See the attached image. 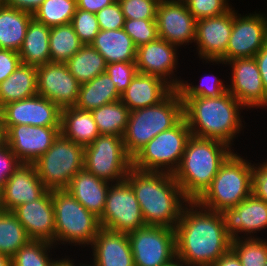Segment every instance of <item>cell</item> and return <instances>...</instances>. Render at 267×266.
I'll return each instance as SVG.
<instances>
[{
    "label": "cell",
    "instance_id": "cell-24",
    "mask_svg": "<svg viewBox=\"0 0 267 266\" xmlns=\"http://www.w3.org/2000/svg\"><path fill=\"white\" fill-rule=\"evenodd\" d=\"M92 248L93 266H135L128 234L100 228Z\"/></svg>",
    "mask_w": 267,
    "mask_h": 266
},
{
    "label": "cell",
    "instance_id": "cell-15",
    "mask_svg": "<svg viewBox=\"0 0 267 266\" xmlns=\"http://www.w3.org/2000/svg\"><path fill=\"white\" fill-rule=\"evenodd\" d=\"M209 62L232 67L231 84L227 88L245 107L244 109L267 106V95L254 57L235 58L225 63L220 60H209Z\"/></svg>",
    "mask_w": 267,
    "mask_h": 266
},
{
    "label": "cell",
    "instance_id": "cell-13",
    "mask_svg": "<svg viewBox=\"0 0 267 266\" xmlns=\"http://www.w3.org/2000/svg\"><path fill=\"white\" fill-rule=\"evenodd\" d=\"M254 13L242 16L233 8V28L225 52V62L235 58H252L267 43V16Z\"/></svg>",
    "mask_w": 267,
    "mask_h": 266
},
{
    "label": "cell",
    "instance_id": "cell-26",
    "mask_svg": "<svg viewBox=\"0 0 267 266\" xmlns=\"http://www.w3.org/2000/svg\"><path fill=\"white\" fill-rule=\"evenodd\" d=\"M110 185V182L98 178L83 167L74 175L66 189L88 211L100 218Z\"/></svg>",
    "mask_w": 267,
    "mask_h": 266
},
{
    "label": "cell",
    "instance_id": "cell-14",
    "mask_svg": "<svg viewBox=\"0 0 267 266\" xmlns=\"http://www.w3.org/2000/svg\"><path fill=\"white\" fill-rule=\"evenodd\" d=\"M1 115L5 131L10 126L22 124L60 127L61 108L51 100L36 94L23 100L5 104Z\"/></svg>",
    "mask_w": 267,
    "mask_h": 266
},
{
    "label": "cell",
    "instance_id": "cell-29",
    "mask_svg": "<svg viewBox=\"0 0 267 266\" xmlns=\"http://www.w3.org/2000/svg\"><path fill=\"white\" fill-rule=\"evenodd\" d=\"M50 28L34 18L31 19L23 44L18 51L22 64L40 67L50 62Z\"/></svg>",
    "mask_w": 267,
    "mask_h": 266
},
{
    "label": "cell",
    "instance_id": "cell-44",
    "mask_svg": "<svg viewBox=\"0 0 267 266\" xmlns=\"http://www.w3.org/2000/svg\"><path fill=\"white\" fill-rule=\"evenodd\" d=\"M228 0H189L186 5L196 20L210 18L228 12L232 7Z\"/></svg>",
    "mask_w": 267,
    "mask_h": 266
},
{
    "label": "cell",
    "instance_id": "cell-55",
    "mask_svg": "<svg viewBox=\"0 0 267 266\" xmlns=\"http://www.w3.org/2000/svg\"><path fill=\"white\" fill-rule=\"evenodd\" d=\"M163 266H187V264L179 257H174L171 261L167 262Z\"/></svg>",
    "mask_w": 267,
    "mask_h": 266
},
{
    "label": "cell",
    "instance_id": "cell-25",
    "mask_svg": "<svg viewBox=\"0 0 267 266\" xmlns=\"http://www.w3.org/2000/svg\"><path fill=\"white\" fill-rule=\"evenodd\" d=\"M173 90L163 79L138 72L121 94L120 100L131 112L159 104Z\"/></svg>",
    "mask_w": 267,
    "mask_h": 266
},
{
    "label": "cell",
    "instance_id": "cell-20",
    "mask_svg": "<svg viewBox=\"0 0 267 266\" xmlns=\"http://www.w3.org/2000/svg\"><path fill=\"white\" fill-rule=\"evenodd\" d=\"M233 8L228 12L196 21L195 45L198 56L206 63L220 60L225 63V52L233 28Z\"/></svg>",
    "mask_w": 267,
    "mask_h": 266
},
{
    "label": "cell",
    "instance_id": "cell-12",
    "mask_svg": "<svg viewBox=\"0 0 267 266\" xmlns=\"http://www.w3.org/2000/svg\"><path fill=\"white\" fill-rule=\"evenodd\" d=\"M135 266H163L176 257L175 229L144 226L128 234Z\"/></svg>",
    "mask_w": 267,
    "mask_h": 266
},
{
    "label": "cell",
    "instance_id": "cell-49",
    "mask_svg": "<svg viewBox=\"0 0 267 266\" xmlns=\"http://www.w3.org/2000/svg\"><path fill=\"white\" fill-rule=\"evenodd\" d=\"M21 64L18 52L0 49V83L6 80Z\"/></svg>",
    "mask_w": 267,
    "mask_h": 266
},
{
    "label": "cell",
    "instance_id": "cell-6",
    "mask_svg": "<svg viewBox=\"0 0 267 266\" xmlns=\"http://www.w3.org/2000/svg\"><path fill=\"white\" fill-rule=\"evenodd\" d=\"M253 164L232 153L196 202L211 211L235 207L252 193Z\"/></svg>",
    "mask_w": 267,
    "mask_h": 266
},
{
    "label": "cell",
    "instance_id": "cell-58",
    "mask_svg": "<svg viewBox=\"0 0 267 266\" xmlns=\"http://www.w3.org/2000/svg\"><path fill=\"white\" fill-rule=\"evenodd\" d=\"M169 1L186 4L189 0H169Z\"/></svg>",
    "mask_w": 267,
    "mask_h": 266
},
{
    "label": "cell",
    "instance_id": "cell-21",
    "mask_svg": "<svg viewBox=\"0 0 267 266\" xmlns=\"http://www.w3.org/2000/svg\"><path fill=\"white\" fill-rule=\"evenodd\" d=\"M47 191L34 164L20 163L1 189L0 209L13 211L22 204L41 198Z\"/></svg>",
    "mask_w": 267,
    "mask_h": 266
},
{
    "label": "cell",
    "instance_id": "cell-42",
    "mask_svg": "<svg viewBox=\"0 0 267 266\" xmlns=\"http://www.w3.org/2000/svg\"><path fill=\"white\" fill-rule=\"evenodd\" d=\"M71 24L84 45L90 44L100 31L96 14L78 8L73 15Z\"/></svg>",
    "mask_w": 267,
    "mask_h": 266
},
{
    "label": "cell",
    "instance_id": "cell-16",
    "mask_svg": "<svg viewBox=\"0 0 267 266\" xmlns=\"http://www.w3.org/2000/svg\"><path fill=\"white\" fill-rule=\"evenodd\" d=\"M79 89L80 83L70 73L66 63L48 62L37 67L38 94L61 109L76 105Z\"/></svg>",
    "mask_w": 267,
    "mask_h": 266
},
{
    "label": "cell",
    "instance_id": "cell-35",
    "mask_svg": "<svg viewBox=\"0 0 267 266\" xmlns=\"http://www.w3.org/2000/svg\"><path fill=\"white\" fill-rule=\"evenodd\" d=\"M83 45L71 23L50 28V62L66 63Z\"/></svg>",
    "mask_w": 267,
    "mask_h": 266
},
{
    "label": "cell",
    "instance_id": "cell-19",
    "mask_svg": "<svg viewBox=\"0 0 267 266\" xmlns=\"http://www.w3.org/2000/svg\"><path fill=\"white\" fill-rule=\"evenodd\" d=\"M177 48V46L159 37L138 47L136 53L137 71L159 77L173 89H178L184 80L174 76V70L178 65Z\"/></svg>",
    "mask_w": 267,
    "mask_h": 266
},
{
    "label": "cell",
    "instance_id": "cell-18",
    "mask_svg": "<svg viewBox=\"0 0 267 266\" xmlns=\"http://www.w3.org/2000/svg\"><path fill=\"white\" fill-rule=\"evenodd\" d=\"M196 21L186 4L160 0L157 5L158 37L177 47L195 42Z\"/></svg>",
    "mask_w": 267,
    "mask_h": 266
},
{
    "label": "cell",
    "instance_id": "cell-50",
    "mask_svg": "<svg viewBox=\"0 0 267 266\" xmlns=\"http://www.w3.org/2000/svg\"><path fill=\"white\" fill-rule=\"evenodd\" d=\"M45 0H0L5 6L34 14Z\"/></svg>",
    "mask_w": 267,
    "mask_h": 266
},
{
    "label": "cell",
    "instance_id": "cell-41",
    "mask_svg": "<svg viewBox=\"0 0 267 266\" xmlns=\"http://www.w3.org/2000/svg\"><path fill=\"white\" fill-rule=\"evenodd\" d=\"M123 29L137 48L158 38L156 19H126Z\"/></svg>",
    "mask_w": 267,
    "mask_h": 266
},
{
    "label": "cell",
    "instance_id": "cell-45",
    "mask_svg": "<svg viewBox=\"0 0 267 266\" xmlns=\"http://www.w3.org/2000/svg\"><path fill=\"white\" fill-rule=\"evenodd\" d=\"M106 72L114 82L117 92L121 95L138 73L136 62H116L107 64Z\"/></svg>",
    "mask_w": 267,
    "mask_h": 266
},
{
    "label": "cell",
    "instance_id": "cell-54",
    "mask_svg": "<svg viewBox=\"0 0 267 266\" xmlns=\"http://www.w3.org/2000/svg\"><path fill=\"white\" fill-rule=\"evenodd\" d=\"M53 266H75V263L72 259L70 260L65 257L64 259L57 260Z\"/></svg>",
    "mask_w": 267,
    "mask_h": 266
},
{
    "label": "cell",
    "instance_id": "cell-59",
    "mask_svg": "<svg viewBox=\"0 0 267 266\" xmlns=\"http://www.w3.org/2000/svg\"><path fill=\"white\" fill-rule=\"evenodd\" d=\"M81 264H82V263H79V265H76V264H75V266H93L92 264H82V265H81Z\"/></svg>",
    "mask_w": 267,
    "mask_h": 266
},
{
    "label": "cell",
    "instance_id": "cell-43",
    "mask_svg": "<svg viewBox=\"0 0 267 266\" xmlns=\"http://www.w3.org/2000/svg\"><path fill=\"white\" fill-rule=\"evenodd\" d=\"M160 0H118L125 19H156Z\"/></svg>",
    "mask_w": 267,
    "mask_h": 266
},
{
    "label": "cell",
    "instance_id": "cell-4",
    "mask_svg": "<svg viewBox=\"0 0 267 266\" xmlns=\"http://www.w3.org/2000/svg\"><path fill=\"white\" fill-rule=\"evenodd\" d=\"M223 142L191 136L178 169L173 173L183 195L196 201L211 185L220 166L233 153Z\"/></svg>",
    "mask_w": 267,
    "mask_h": 266
},
{
    "label": "cell",
    "instance_id": "cell-5",
    "mask_svg": "<svg viewBox=\"0 0 267 266\" xmlns=\"http://www.w3.org/2000/svg\"><path fill=\"white\" fill-rule=\"evenodd\" d=\"M183 118V102L174 89L159 104L131 111L123 135L125 150L133 158L150 140Z\"/></svg>",
    "mask_w": 267,
    "mask_h": 266
},
{
    "label": "cell",
    "instance_id": "cell-7",
    "mask_svg": "<svg viewBox=\"0 0 267 266\" xmlns=\"http://www.w3.org/2000/svg\"><path fill=\"white\" fill-rule=\"evenodd\" d=\"M52 201L55 213L54 245H91L101 228L99 218L88 211L67 189L52 190Z\"/></svg>",
    "mask_w": 267,
    "mask_h": 266
},
{
    "label": "cell",
    "instance_id": "cell-31",
    "mask_svg": "<svg viewBox=\"0 0 267 266\" xmlns=\"http://www.w3.org/2000/svg\"><path fill=\"white\" fill-rule=\"evenodd\" d=\"M121 95L117 92L114 82L107 72L101 73L89 82L80 84L77 109L92 111L105 104L119 101Z\"/></svg>",
    "mask_w": 267,
    "mask_h": 266
},
{
    "label": "cell",
    "instance_id": "cell-30",
    "mask_svg": "<svg viewBox=\"0 0 267 266\" xmlns=\"http://www.w3.org/2000/svg\"><path fill=\"white\" fill-rule=\"evenodd\" d=\"M33 14L7 7L0 2V49L18 52Z\"/></svg>",
    "mask_w": 267,
    "mask_h": 266
},
{
    "label": "cell",
    "instance_id": "cell-22",
    "mask_svg": "<svg viewBox=\"0 0 267 266\" xmlns=\"http://www.w3.org/2000/svg\"><path fill=\"white\" fill-rule=\"evenodd\" d=\"M221 214L226 232L232 239L240 238L241 233L252 238L257 231L267 228V203L253 193L235 207L223 210Z\"/></svg>",
    "mask_w": 267,
    "mask_h": 266
},
{
    "label": "cell",
    "instance_id": "cell-23",
    "mask_svg": "<svg viewBox=\"0 0 267 266\" xmlns=\"http://www.w3.org/2000/svg\"><path fill=\"white\" fill-rule=\"evenodd\" d=\"M12 212L31 239L54 244L55 213L52 190H48L37 200L16 207Z\"/></svg>",
    "mask_w": 267,
    "mask_h": 266
},
{
    "label": "cell",
    "instance_id": "cell-3",
    "mask_svg": "<svg viewBox=\"0 0 267 266\" xmlns=\"http://www.w3.org/2000/svg\"><path fill=\"white\" fill-rule=\"evenodd\" d=\"M182 102L183 117L193 136L234 145L236 133L244 127L240 115L244 106L229 91L219 97L182 98Z\"/></svg>",
    "mask_w": 267,
    "mask_h": 266
},
{
    "label": "cell",
    "instance_id": "cell-17",
    "mask_svg": "<svg viewBox=\"0 0 267 266\" xmlns=\"http://www.w3.org/2000/svg\"><path fill=\"white\" fill-rule=\"evenodd\" d=\"M59 134L60 127L15 125L5 131V143L21 163H34L51 147Z\"/></svg>",
    "mask_w": 267,
    "mask_h": 266
},
{
    "label": "cell",
    "instance_id": "cell-10",
    "mask_svg": "<svg viewBox=\"0 0 267 266\" xmlns=\"http://www.w3.org/2000/svg\"><path fill=\"white\" fill-rule=\"evenodd\" d=\"M98 178L110 183L126 179L132 168V158L125 150L122 136L99 135L84 147V166Z\"/></svg>",
    "mask_w": 267,
    "mask_h": 266
},
{
    "label": "cell",
    "instance_id": "cell-56",
    "mask_svg": "<svg viewBox=\"0 0 267 266\" xmlns=\"http://www.w3.org/2000/svg\"><path fill=\"white\" fill-rule=\"evenodd\" d=\"M0 266H12V257L0 254Z\"/></svg>",
    "mask_w": 267,
    "mask_h": 266
},
{
    "label": "cell",
    "instance_id": "cell-28",
    "mask_svg": "<svg viewBox=\"0 0 267 266\" xmlns=\"http://www.w3.org/2000/svg\"><path fill=\"white\" fill-rule=\"evenodd\" d=\"M60 134L83 147L100 135L92 112L75 106L61 109Z\"/></svg>",
    "mask_w": 267,
    "mask_h": 266
},
{
    "label": "cell",
    "instance_id": "cell-40",
    "mask_svg": "<svg viewBox=\"0 0 267 266\" xmlns=\"http://www.w3.org/2000/svg\"><path fill=\"white\" fill-rule=\"evenodd\" d=\"M209 76L206 75V77H203L206 83L202 78V80L199 81L201 83L196 86L194 84L192 85V83H188L187 81H182L179 85V88L177 89L181 95V98L219 97L226 91H228V85L223 84V80L219 79L216 76L214 77V75H212L210 79H208ZM211 80L212 82L210 83Z\"/></svg>",
    "mask_w": 267,
    "mask_h": 266
},
{
    "label": "cell",
    "instance_id": "cell-60",
    "mask_svg": "<svg viewBox=\"0 0 267 266\" xmlns=\"http://www.w3.org/2000/svg\"><path fill=\"white\" fill-rule=\"evenodd\" d=\"M2 108H3V106H2V104L0 102V112H2Z\"/></svg>",
    "mask_w": 267,
    "mask_h": 266
},
{
    "label": "cell",
    "instance_id": "cell-36",
    "mask_svg": "<svg viewBox=\"0 0 267 266\" xmlns=\"http://www.w3.org/2000/svg\"><path fill=\"white\" fill-rule=\"evenodd\" d=\"M31 240L12 211L0 209V254L12 257Z\"/></svg>",
    "mask_w": 267,
    "mask_h": 266
},
{
    "label": "cell",
    "instance_id": "cell-51",
    "mask_svg": "<svg viewBox=\"0 0 267 266\" xmlns=\"http://www.w3.org/2000/svg\"><path fill=\"white\" fill-rule=\"evenodd\" d=\"M117 0H76L77 8L96 14L102 8L113 4Z\"/></svg>",
    "mask_w": 267,
    "mask_h": 266
},
{
    "label": "cell",
    "instance_id": "cell-53",
    "mask_svg": "<svg viewBox=\"0 0 267 266\" xmlns=\"http://www.w3.org/2000/svg\"><path fill=\"white\" fill-rule=\"evenodd\" d=\"M212 266H242V264L236 253L230 249L220 256Z\"/></svg>",
    "mask_w": 267,
    "mask_h": 266
},
{
    "label": "cell",
    "instance_id": "cell-48",
    "mask_svg": "<svg viewBox=\"0 0 267 266\" xmlns=\"http://www.w3.org/2000/svg\"><path fill=\"white\" fill-rule=\"evenodd\" d=\"M259 164H253L252 193L267 203V159Z\"/></svg>",
    "mask_w": 267,
    "mask_h": 266
},
{
    "label": "cell",
    "instance_id": "cell-46",
    "mask_svg": "<svg viewBox=\"0 0 267 266\" xmlns=\"http://www.w3.org/2000/svg\"><path fill=\"white\" fill-rule=\"evenodd\" d=\"M96 16L100 30L122 29L126 20L118 0L102 8L96 13Z\"/></svg>",
    "mask_w": 267,
    "mask_h": 266
},
{
    "label": "cell",
    "instance_id": "cell-33",
    "mask_svg": "<svg viewBox=\"0 0 267 266\" xmlns=\"http://www.w3.org/2000/svg\"><path fill=\"white\" fill-rule=\"evenodd\" d=\"M66 64L70 73L80 84L89 82L101 73L106 72L107 67L103 56L90 44L83 45Z\"/></svg>",
    "mask_w": 267,
    "mask_h": 266
},
{
    "label": "cell",
    "instance_id": "cell-52",
    "mask_svg": "<svg viewBox=\"0 0 267 266\" xmlns=\"http://www.w3.org/2000/svg\"><path fill=\"white\" fill-rule=\"evenodd\" d=\"M267 95V43L254 56Z\"/></svg>",
    "mask_w": 267,
    "mask_h": 266
},
{
    "label": "cell",
    "instance_id": "cell-47",
    "mask_svg": "<svg viewBox=\"0 0 267 266\" xmlns=\"http://www.w3.org/2000/svg\"><path fill=\"white\" fill-rule=\"evenodd\" d=\"M20 163L15 153L6 143L0 146V189L4 187L6 180Z\"/></svg>",
    "mask_w": 267,
    "mask_h": 266
},
{
    "label": "cell",
    "instance_id": "cell-57",
    "mask_svg": "<svg viewBox=\"0 0 267 266\" xmlns=\"http://www.w3.org/2000/svg\"><path fill=\"white\" fill-rule=\"evenodd\" d=\"M4 143H5V130L2 122V115L0 112V146H2Z\"/></svg>",
    "mask_w": 267,
    "mask_h": 266
},
{
    "label": "cell",
    "instance_id": "cell-2",
    "mask_svg": "<svg viewBox=\"0 0 267 266\" xmlns=\"http://www.w3.org/2000/svg\"><path fill=\"white\" fill-rule=\"evenodd\" d=\"M126 180L133 189L147 226L175 229L189 200L171 173L131 168Z\"/></svg>",
    "mask_w": 267,
    "mask_h": 266
},
{
    "label": "cell",
    "instance_id": "cell-38",
    "mask_svg": "<svg viewBox=\"0 0 267 266\" xmlns=\"http://www.w3.org/2000/svg\"><path fill=\"white\" fill-rule=\"evenodd\" d=\"M53 246L45 240L31 239L12 256V266H53L57 260L48 254Z\"/></svg>",
    "mask_w": 267,
    "mask_h": 266
},
{
    "label": "cell",
    "instance_id": "cell-34",
    "mask_svg": "<svg viewBox=\"0 0 267 266\" xmlns=\"http://www.w3.org/2000/svg\"><path fill=\"white\" fill-rule=\"evenodd\" d=\"M91 112L100 135L123 137L130 110L121 100L105 104Z\"/></svg>",
    "mask_w": 267,
    "mask_h": 266
},
{
    "label": "cell",
    "instance_id": "cell-32",
    "mask_svg": "<svg viewBox=\"0 0 267 266\" xmlns=\"http://www.w3.org/2000/svg\"><path fill=\"white\" fill-rule=\"evenodd\" d=\"M38 94L37 67L20 64L18 68L0 83V102L2 106Z\"/></svg>",
    "mask_w": 267,
    "mask_h": 266
},
{
    "label": "cell",
    "instance_id": "cell-39",
    "mask_svg": "<svg viewBox=\"0 0 267 266\" xmlns=\"http://www.w3.org/2000/svg\"><path fill=\"white\" fill-rule=\"evenodd\" d=\"M231 249L242 266H265L267 264V240L255 237L232 239Z\"/></svg>",
    "mask_w": 267,
    "mask_h": 266
},
{
    "label": "cell",
    "instance_id": "cell-27",
    "mask_svg": "<svg viewBox=\"0 0 267 266\" xmlns=\"http://www.w3.org/2000/svg\"><path fill=\"white\" fill-rule=\"evenodd\" d=\"M90 45L103 56L107 64L136 62L137 47L123 28L100 30Z\"/></svg>",
    "mask_w": 267,
    "mask_h": 266
},
{
    "label": "cell",
    "instance_id": "cell-1",
    "mask_svg": "<svg viewBox=\"0 0 267 266\" xmlns=\"http://www.w3.org/2000/svg\"><path fill=\"white\" fill-rule=\"evenodd\" d=\"M175 237L176 256L187 266H212L232 244L221 212L203 208L196 201L184 206Z\"/></svg>",
    "mask_w": 267,
    "mask_h": 266
},
{
    "label": "cell",
    "instance_id": "cell-37",
    "mask_svg": "<svg viewBox=\"0 0 267 266\" xmlns=\"http://www.w3.org/2000/svg\"><path fill=\"white\" fill-rule=\"evenodd\" d=\"M77 9L76 0H45L33 18L49 27L71 23Z\"/></svg>",
    "mask_w": 267,
    "mask_h": 266
},
{
    "label": "cell",
    "instance_id": "cell-9",
    "mask_svg": "<svg viewBox=\"0 0 267 266\" xmlns=\"http://www.w3.org/2000/svg\"><path fill=\"white\" fill-rule=\"evenodd\" d=\"M33 164L48 190L66 189L84 166V147L59 134L51 147Z\"/></svg>",
    "mask_w": 267,
    "mask_h": 266
},
{
    "label": "cell",
    "instance_id": "cell-11",
    "mask_svg": "<svg viewBox=\"0 0 267 266\" xmlns=\"http://www.w3.org/2000/svg\"><path fill=\"white\" fill-rule=\"evenodd\" d=\"M99 223L102 228L126 234L146 226L136 195L126 179L111 183Z\"/></svg>",
    "mask_w": 267,
    "mask_h": 266
},
{
    "label": "cell",
    "instance_id": "cell-8",
    "mask_svg": "<svg viewBox=\"0 0 267 266\" xmlns=\"http://www.w3.org/2000/svg\"><path fill=\"white\" fill-rule=\"evenodd\" d=\"M192 136L183 117L175 126L156 135L133 158L132 167L140 171L173 174L179 167Z\"/></svg>",
    "mask_w": 267,
    "mask_h": 266
}]
</instances>
